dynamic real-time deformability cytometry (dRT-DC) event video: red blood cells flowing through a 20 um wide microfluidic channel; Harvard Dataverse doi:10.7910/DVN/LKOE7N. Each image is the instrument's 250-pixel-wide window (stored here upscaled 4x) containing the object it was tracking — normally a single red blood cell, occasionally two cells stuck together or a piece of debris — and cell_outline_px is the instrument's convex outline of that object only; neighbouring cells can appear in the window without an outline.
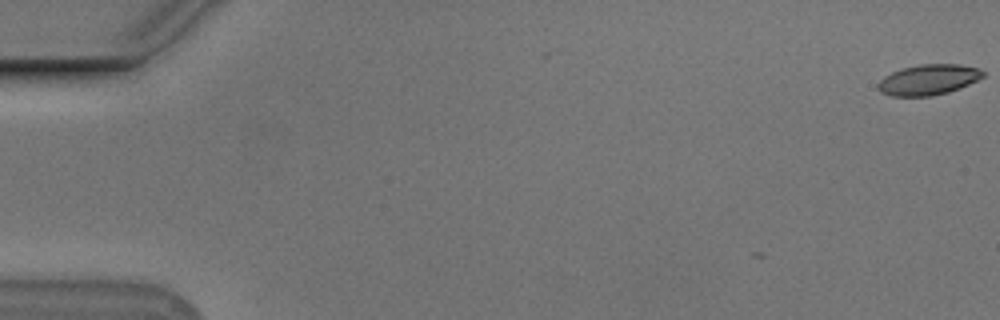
{"species": "Egyptian fruit bat (a non-hibernating species)", "species_latin": "Rousettus aegyptiacus", "temperature_condition": "cold", "stored_images_in_passage": 6, "camera_frame_rate_fps": 3000, "um_per_image_px": 0.085, "animal": {"sex": "male"}, "frame": {"image": 1, "passage_image": 1, "time_ms": 0.0, "image_size_px": [1000, 320], "cell_outline_px": [[984, 76], [960, 88], [948, 92], [932, 96], [892, 96], [880, 92], [876, 88], [876, 84], [884, 76], [892, 72], [904, 68], [920, 64], [960, 64], [980, 68], [984, 72]], "centroid_in_image_um": [78.9, 6.77], "position_along_channel_um": 6.1, "area_um2": 18.73}}